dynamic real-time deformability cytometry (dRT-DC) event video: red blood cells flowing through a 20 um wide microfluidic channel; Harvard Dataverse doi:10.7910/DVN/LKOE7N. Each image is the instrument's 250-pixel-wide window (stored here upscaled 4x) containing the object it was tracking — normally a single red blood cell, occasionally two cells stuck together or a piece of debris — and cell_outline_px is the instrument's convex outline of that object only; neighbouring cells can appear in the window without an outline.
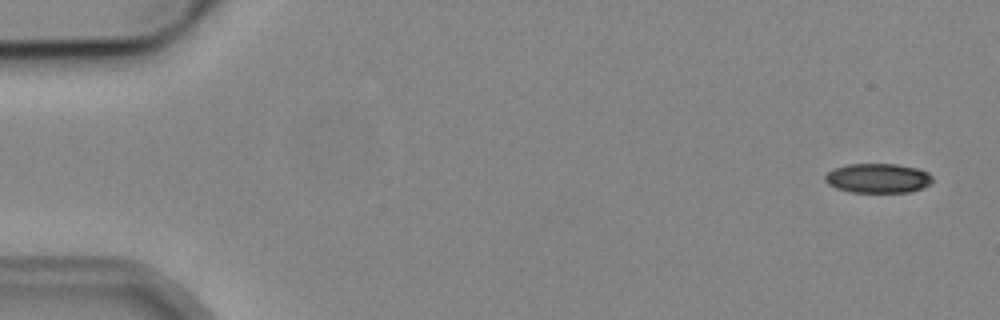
{"species": "common noctule bat (a hibernating species)", "species_latin": "Nyctalus noctula", "temperature_condition": "cold", "stored_images_in_passage": 4, "camera_frame_rate_fps": 3000, "um_per_image_px": 0.085, "animal": {"sex": "male", "body_mass_g": 19.2, "forearm_length_mm": 51.8}, "frame": {"image": 1, "passage_image": 1, "time_ms": 0.0, "image_size_px": [1000, 320], "cell_outline_px": [[932, 180], [928, 184], [912, 192], [848, 192], [836, 188], [828, 184], [824, 180], [824, 176], [832, 168], [848, 164], [896, 164], [916, 168], [928, 172], [932, 176]], "centroid_in_image_um": [74.57, 15.14], "position_along_channel_um": 10.4, "area_um2": 18.5}}